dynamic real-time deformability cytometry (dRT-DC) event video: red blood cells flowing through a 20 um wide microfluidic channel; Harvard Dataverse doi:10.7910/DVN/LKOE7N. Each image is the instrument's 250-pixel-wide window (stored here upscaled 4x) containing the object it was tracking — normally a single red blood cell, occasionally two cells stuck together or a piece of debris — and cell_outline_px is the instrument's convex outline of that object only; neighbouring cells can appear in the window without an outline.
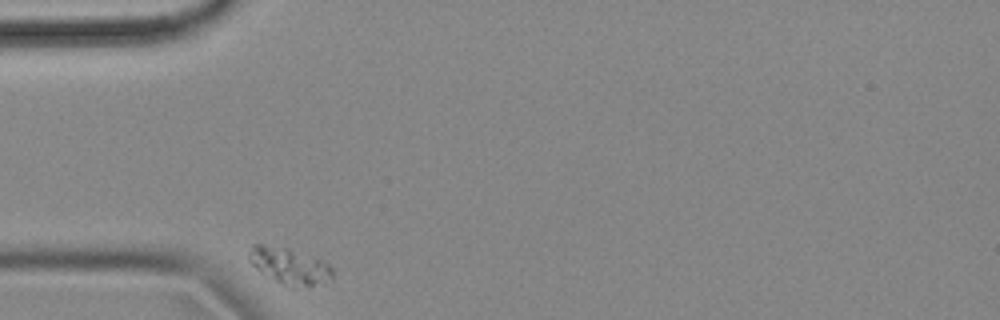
{"species": "common noctule bat (a hibernating species)", "species_latin": "Nyctalus noctula", "temperature_condition": "cold", "stored_images_in_passage": 35, "camera_frame_rate_fps": 3000, "um_per_image_px": 0.085, "animal": {"sex": "female", "body_mass_g": 18.4}, "frame": {"image": 1, "passage_image": 1, "time_ms": 0.0, "image_size_px": [1000, 320], "cell_outline_px": [[332, 280], [312, 284], [304, 284], [276, 280], [256, 268], [248, 260], [252, 244], [260, 244], [288, 248], [324, 260], [332, 268]], "centroid_in_image_um": [24.61, 22.52], "position_along_channel_um": 60.4, "area_um2": 16.59}}
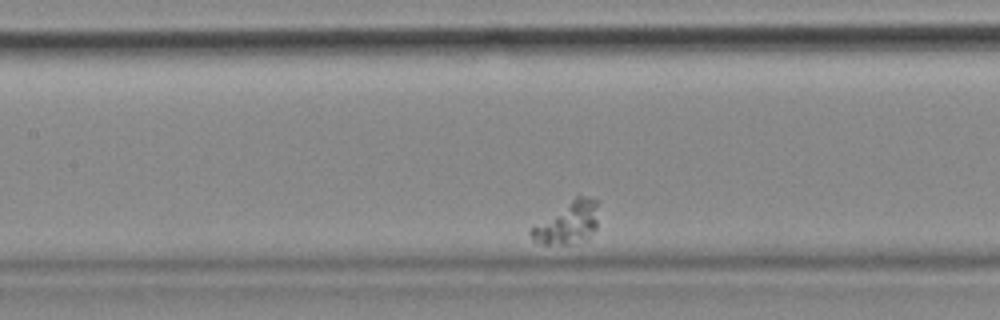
{"frame": {"image": 2, "passage_image": 13, "time_ms": 4.0, "image_size_px": [1000, 320], "cell_outline_px": [[596, 228], [588, 240], [568, 244], [544, 244], [532, 240], [528, 232], [528, 228], [532, 224], [576, 196], [584, 196], [596, 200]], "centroid_in_image_um": [48.17, 18.96], "position_along_channel_um": 159.2, "area_um2": 16.82}}
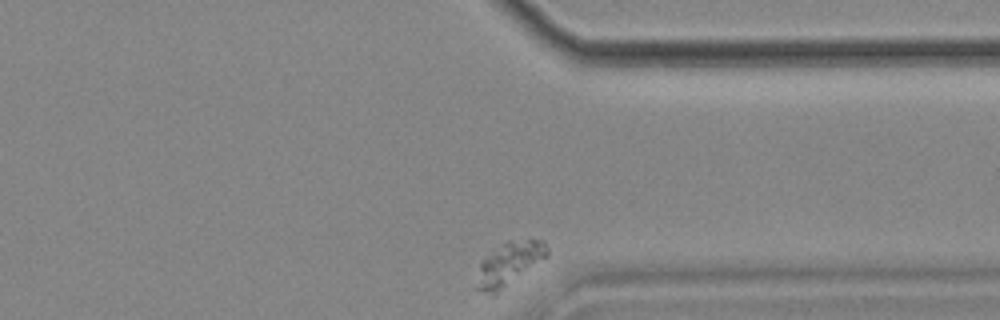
{"frame": {"image": 3, "passage_image": 35, "time_ms": 11.333, "image_size_px": [1000, 320], "cell_outline_px": [[548, 256], [496, 292], [492, 292], [472, 288], [480, 260], [508, 240], [540, 240], [548, 248]], "centroid_in_image_um": [43.21, 22.41], "position_along_channel_um": 368.2, "area_um2": 17.28}}